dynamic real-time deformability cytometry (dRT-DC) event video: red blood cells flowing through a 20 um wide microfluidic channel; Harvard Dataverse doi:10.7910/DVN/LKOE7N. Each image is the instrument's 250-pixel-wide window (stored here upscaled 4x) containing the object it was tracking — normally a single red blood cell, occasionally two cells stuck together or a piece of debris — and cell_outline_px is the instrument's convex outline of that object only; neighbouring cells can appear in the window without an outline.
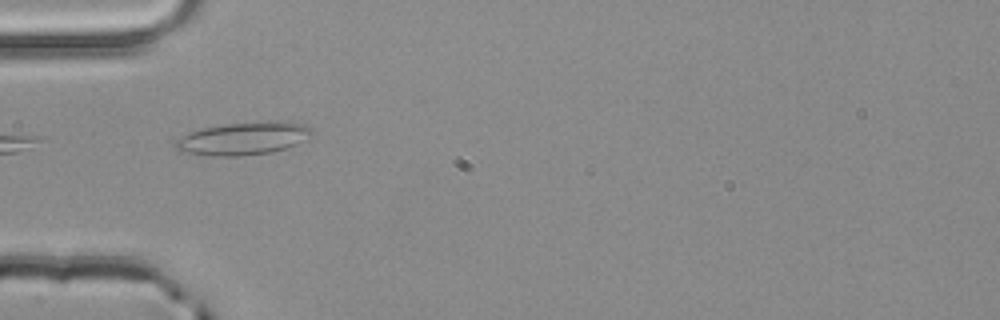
{"species": "common noctule bat (a hibernating species)", "species_latin": "Nyctalus noctula", "temperature_condition": "room temperature", "stored_images_in_passage": 4, "camera_frame_rate_fps": 3000, "um_per_image_px": 0.085, "animal": {"sex": "male", "body_mass_g": 20.4}, "frame": {"image": 1, "passage_image": 4, "time_ms": 1.0, "image_size_px": [1000, 320], "cell_outline_px": [[312, 136], [296, 144], [272, 152], [240, 156], [216, 156], [184, 152], [176, 148], [172, 144], [180, 136], [188, 132], [200, 128], [228, 124], [268, 120], [288, 120], [304, 124], [312, 128]], "centroid_in_image_um": [20.71, 11.74], "position_along_channel_um": 64.3, "area_um2": 26.41}}